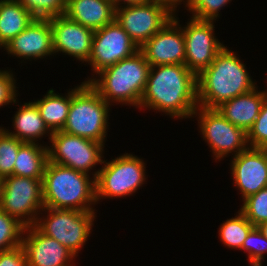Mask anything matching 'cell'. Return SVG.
I'll list each match as a JSON object with an SVG mask.
<instances>
[{"mask_svg": "<svg viewBox=\"0 0 267 266\" xmlns=\"http://www.w3.org/2000/svg\"><path fill=\"white\" fill-rule=\"evenodd\" d=\"M139 108L176 119L192 118L198 108L197 75L185 64L151 66Z\"/></svg>", "mask_w": 267, "mask_h": 266, "instance_id": "cell-1", "label": "cell"}, {"mask_svg": "<svg viewBox=\"0 0 267 266\" xmlns=\"http://www.w3.org/2000/svg\"><path fill=\"white\" fill-rule=\"evenodd\" d=\"M235 52L224 47L215 60L197 75L198 106L216 109L223 102L256 88Z\"/></svg>", "mask_w": 267, "mask_h": 266, "instance_id": "cell-2", "label": "cell"}, {"mask_svg": "<svg viewBox=\"0 0 267 266\" xmlns=\"http://www.w3.org/2000/svg\"><path fill=\"white\" fill-rule=\"evenodd\" d=\"M150 64L139 50L133 56L109 66L87 81L110 105L122 103L139 108L147 85Z\"/></svg>", "mask_w": 267, "mask_h": 266, "instance_id": "cell-3", "label": "cell"}, {"mask_svg": "<svg viewBox=\"0 0 267 266\" xmlns=\"http://www.w3.org/2000/svg\"><path fill=\"white\" fill-rule=\"evenodd\" d=\"M93 178V179H91ZM44 207L95 211V177L48 161L42 178Z\"/></svg>", "mask_w": 267, "mask_h": 266, "instance_id": "cell-4", "label": "cell"}, {"mask_svg": "<svg viewBox=\"0 0 267 266\" xmlns=\"http://www.w3.org/2000/svg\"><path fill=\"white\" fill-rule=\"evenodd\" d=\"M110 107L88 82L83 81L71 89V104L62 131L105 144Z\"/></svg>", "mask_w": 267, "mask_h": 266, "instance_id": "cell-5", "label": "cell"}, {"mask_svg": "<svg viewBox=\"0 0 267 266\" xmlns=\"http://www.w3.org/2000/svg\"><path fill=\"white\" fill-rule=\"evenodd\" d=\"M95 177L96 200L120 198L132 195L146 181V167L142 158L132 154H123L111 161L103 160Z\"/></svg>", "mask_w": 267, "mask_h": 266, "instance_id": "cell-6", "label": "cell"}, {"mask_svg": "<svg viewBox=\"0 0 267 266\" xmlns=\"http://www.w3.org/2000/svg\"><path fill=\"white\" fill-rule=\"evenodd\" d=\"M42 211L47 215H39L34 226L78 256L90 236L96 212L47 207Z\"/></svg>", "mask_w": 267, "mask_h": 266, "instance_id": "cell-7", "label": "cell"}, {"mask_svg": "<svg viewBox=\"0 0 267 266\" xmlns=\"http://www.w3.org/2000/svg\"><path fill=\"white\" fill-rule=\"evenodd\" d=\"M196 116L203 140L208 143L216 161L230 153L237 156L249 148L247 133L228 121L217 109L198 106L192 118Z\"/></svg>", "mask_w": 267, "mask_h": 266, "instance_id": "cell-8", "label": "cell"}, {"mask_svg": "<svg viewBox=\"0 0 267 266\" xmlns=\"http://www.w3.org/2000/svg\"><path fill=\"white\" fill-rule=\"evenodd\" d=\"M44 208L42 179L11 175L3 178L0 209L25 226L34 225Z\"/></svg>", "mask_w": 267, "mask_h": 266, "instance_id": "cell-9", "label": "cell"}, {"mask_svg": "<svg viewBox=\"0 0 267 266\" xmlns=\"http://www.w3.org/2000/svg\"><path fill=\"white\" fill-rule=\"evenodd\" d=\"M48 146L49 161L89 173L97 164L103 163L104 144L63 131L53 132Z\"/></svg>", "mask_w": 267, "mask_h": 266, "instance_id": "cell-10", "label": "cell"}, {"mask_svg": "<svg viewBox=\"0 0 267 266\" xmlns=\"http://www.w3.org/2000/svg\"><path fill=\"white\" fill-rule=\"evenodd\" d=\"M173 14L166 4L149 1L117 8L115 20L140 48L173 17Z\"/></svg>", "mask_w": 267, "mask_h": 266, "instance_id": "cell-11", "label": "cell"}, {"mask_svg": "<svg viewBox=\"0 0 267 266\" xmlns=\"http://www.w3.org/2000/svg\"><path fill=\"white\" fill-rule=\"evenodd\" d=\"M139 47L116 20L95 30L93 33L92 51L88 64L93 73L112 66L122 59L133 56Z\"/></svg>", "mask_w": 267, "mask_h": 266, "instance_id": "cell-12", "label": "cell"}, {"mask_svg": "<svg viewBox=\"0 0 267 266\" xmlns=\"http://www.w3.org/2000/svg\"><path fill=\"white\" fill-rule=\"evenodd\" d=\"M187 25L182 27L185 40V65L198 75L207 68L216 55L225 47L214 36V22L190 17Z\"/></svg>", "mask_w": 267, "mask_h": 266, "instance_id": "cell-13", "label": "cell"}, {"mask_svg": "<svg viewBox=\"0 0 267 266\" xmlns=\"http://www.w3.org/2000/svg\"><path fill=\"white\" fill-rule=\"evenodd\" d=\"M179 18L173 17L139 50L150 66L185 64V40Z\"/></svg>", "mask_w": 267, "mask_h": 266, "instance_id": "cell-14", "label": "cell"}, {"mask_svg": "<svg viewBox=\"0 0 267 266\" xmlns=\"http://www.w3.org/2000/svg\"><path fill=\"white\" fill-rule=\"evenodd\" d=\"M230 162L233 183L243 200L267 187V149L249 147Z\"/></svg>", "mask_w": 267, "mask_h": 266, "instance_id": "cell-15", "label": "cell"}, {"mask_svg": "<svg viewBox=\"0 0 267 266\" xmlns=\"http://www.w3.org/2000/svg\"><path fill=\"white\" fill-rule=\"evenodd\" d=\"M50 23L54 55L62 52L87 63L92 51L94 31L65 15L53 17Z\"/></svg>", "mask_w": 267, "mask_h": 266, "instance_id": "cell-16", "label": "cell"}, {"mask_svg": "<svg viewBox=\"0 0 267 266\" xmlns=\"http://www.w3.org/2000/svg\"><path fill=\"white\" fill-rule=\"evenodd\" d=\"M22 246L28 266H74L73 259L77 257L57 240L41 233L34 225L25 227Z\"/></svg>", "mask_w": 267, "mask_h": 266, "instance_id": "cell-17", "label": "cell"}, {"mask_svg": "<svg viewBox=\"0 0 267 266\" xmlns=\"http://www.w3.org/2000/svg\"><path fill=\"white\" fill-rule=\"evenodd\" d=\"M3 48L8 55L31 61L52 56L54 51L50 20L34 19L25 30Z\"/></svg>", "mask_w": 267, "mask_h": 266, "instance_id": "cell-18", "label": "cell"}, {"mask_svg": "<svg viewBox=\"0 0 267 266\" xmlns=\"http://www.w3.org/2000/svg\"><path fill=\"white\" fill-rule=\"evenodd\" d=\"M266 97V90L258 91L256 87L248 93L223 102L216 109L228 121L247 133L258 117Z\"/></svg>", "mask_w": 267, "mask_h": 266, "instance_id": "cell-19", "label": "cell"}, {"mask_svg": "<svg viewBox=\"0 0 267 266\" xmlns=\"http://www.w3.org/2000/svg\"><path fill=\"white\" fill-rule=\"evenodd\" d=\"M111 0H67L65 16L93 31L115 20Z\"/></svg>", "mask_w": 267, "mask_h": 266, "instance_id": "cell-20", "label": "cell"}, {"mask_svg": "<svg viewBox=\"0 0 267 266\" xmlns=\"http://www.w3.org/2000/svg\"><path fill=\"white\" fill-rule=\"evenodd\" d=\"M19 109L13 117V123L15 132L4 129L9 135L14 136L22 142L26 143H39L38 139H41L48 133L49 140L52 136V132L46 126L40 111L34 102L24 103L19 105Z\"/></svg>", "mask_w": 267, "mask_h": 266, "instance_id": "cell-21", "label": "cell"}, {"mask_svg": "<svg viewBox=\"0 0 267 266\" xmlns=\"http://www.w3.org/2000/svg\"><path fill=\"white\" fill-rule=\"evenodd\" d=\"M34 20L16 0H0V48L25 30Z\"/></svg>", "mask_w": 267, "mask_h": 266, "instance_id": "cell-22", "label": "cell"}, {"mask_svg": "<svg viewBox=\"0 0 267 266\" xmlns=\"http://www.w3.org/2000/svg\"><path fill=\"white\" fill-rule=\"evenodd\" d=\"M39 143L24 142L14 163L13 175L26 178L42 179L48 157V146Z\"/></svg>", "mask_w": 267, "mask_h": 266, "instance_id": "cell-23", "label": "cell"}, {"mask_svg": "<svg viewBox=\"0 0 267 266\" xmlns=\"http://www.w3.org/2000/svg\"><path fill=\"white\" fill-rule=\"evenodd\" d=\"M34 103L49 130L52 133L62 131L71 104L70 89L66 96L55 93L54 89H49L43 98L35 100Z\"/></svg>", "mask_w": 267, "mask_h": 266, "instance_id": "cell-24", "label": "cell"}, {"mask_svg": "<svg viewBox=\"0 0 267 266\" xmlns=\"http://www.w3.org/2000/svg\"><path fill=\"white\" fill-rule=\"evenodd\" d=\"M238 215L221 223L219 232L220 241L225 246L240 250L250 230L254 227L240 212Z\"/></svg>", "mask_w": 267, "mask_h": 266, "instance_id": "cell-25", "label": "cell"}, {"mask_svg": "<svg viewBox=\"0 0 267 266\" xmlns=\"http://www.w3.org/2000/svg\"><path fill=\"white\" fill-rule=\"evenodd\" d=\"M25 227L17 218L0 209V252L22 245Z\"/></svg>", "mask_w": 267, "mask_h": 266, "instance_id": "cell-26", "label": "cell"}, {"mask_svg": "<svg viewBox=\"0 0 267 266\" xmlns=\"http://www.w3.org/2000/svg\"><path fill=\"white\" fill-rule=\"evenodd\" d=\"M23 5L34 19L50 20L63 16L67 0H16Z\"/></svg>", "mask_w": 267, "mask_h": 266, "instance_id": "cell-27", "label": "cell"}, {"mask_svg": "<svg viewBox=\"0 0 267 266\" xmlns=\"http://www.w3.org/2000/svg\"><path fill=\"white\" fill-rule=\"evenodd\" d=\"M23 143L0 127V176L2 178L13 175L14 163Z\"/></svg>", "mask_w": 267, "mask_h": 266, "instance_id": "cell-28", "label": "cell"}, {"mask_svg": "<svg viewBox=\"0 0 267 266\" xmlns=\"http://www.w3.org/2000/svg\"><path fill=\"white\" fill-rule=\"evenodd\" d=\"M239 211L253 225L267 221V187L245 198Z\"/></svg>", "mask_w": 267, "mask_h": 266, "instance_id": "cell-29", "label": "cell"}, {"mask_svg": "<svg viewBox=\"0 0 267 266\" xmlns=\"http://www.w3.org/2000/svg\"><path fill=\"white\" fill-rule=\"evenodd\" d=\"M240 250H244V253L248 254L250 266H262V261L265 259L264 254L267 253V239L257 226L250 230Z\"/></svg>", "mask_w": 267, "mask_h": 266, "instance_id": "cell-30", "label": "cell"}, {"mask_svg": "<svg viewBox=\"0 0 267 266\" xmlns=\"http://www.w3.org/2000/svg\"><path fill=\"white\" fill-rule=\"evenodd\" d=\"M232 0H188L185 7L198 20L216 21L221 8Z\"/></svg>", "mask_w": 267, "mask_h": 266, "instance_id": "cell-31", "label": "cell"}, {"mask_svg": "<svg viewBox=\"0 0 267 266\" xmlns=\"http://www.w3.org/2000/svg\"><path fill=\"white\" fill-rule=\"evenodd\" d=\"M247 141L250 148L267 149V97L253 126L247 132Z\"/></svg>", "mask_w": 267, "mask_h": 266, "instance_id": "cell-32", "label": "cell"}, {"mask_svg": "<svg viewBox=\"0 0 267 266\" xmlns=\"http://www.w3.org/2000/svg\"><path fill=\"white\" fill-rule=\"evenodd\" d=\"M14 74L9 70L0 69V107L9 105L10 103L16 104L18 88Z\"/></svg>", "mask_w": 267, "mask_h": 266, "instance_id": "cell-33", "label": "cell"}, {"mask_svg": "<svg viewBox=\"0 0 267 266\" xmlns=\"http://www.w3.org/2000/svg\"><path fill=\"white\" fill-rule=\"evenodd\" d=\"M0 266H28L23 246L0 252Z\"/></svg>", "mask_w": 267, "mask_h": 266, "instance_id": "cell-34", "label": "cell"}, {"mask_svg": "<svg viewBox=\"0 0 267 266\" xmlns=\"http://www.w3.org/2000/svg\"><path fill=\"white\" fill-rule=\"evenodd\" d=\"M115 9L120 8L122 6H129V5H135L139 3H146L150 0H111ZM124 4V5H122Z\"/></svg>", "mask_w": 267, "mask_h": 266, "instance_id": "cell-35", "label": "cell"}, {"mask_svg": "<svg viewBox=\"0 0 267 266\" xmlns=\"http://www.w3.org/2000/svg\"><path fill=\"white\" fill-rule=\"evenodd\" d=\"M150 1H158L166 4L173 12H176V8L180 3L183 1V3H187L188 0H150Z\"/></svg>", "mask_w": 267, "mask_h": 266, "instance_id": "cell-36", "label": "cell"}, {"mask_svg": "<svg viewBox=\"0 0 267 266\" xmlns=\"http://www.w3.org/2000/svg\"><path fill=\"white\" fill-rule=\"evenodd\" d=\"M257 228L260 230V232L265 236L267 239V221L259 224Z\"/></svg>", "mask_w": 267, "mask_h": 266, "instance_id": "cell-37", "label": "cell"}, {"mask_svg": "<svg viewBox=\"0 0 267 266\" xmlns=\"http://www.w3.org/2000/svg\"><path fill=\"white\" fill-rule=\"evenodd\" d=\"M2 187H3V178L0 176V196H1Z\"/></svg>", "mask_w": 267, "mask_h": 266, "instance_id": "cell-38", "label": "cell"}]
</instances>
